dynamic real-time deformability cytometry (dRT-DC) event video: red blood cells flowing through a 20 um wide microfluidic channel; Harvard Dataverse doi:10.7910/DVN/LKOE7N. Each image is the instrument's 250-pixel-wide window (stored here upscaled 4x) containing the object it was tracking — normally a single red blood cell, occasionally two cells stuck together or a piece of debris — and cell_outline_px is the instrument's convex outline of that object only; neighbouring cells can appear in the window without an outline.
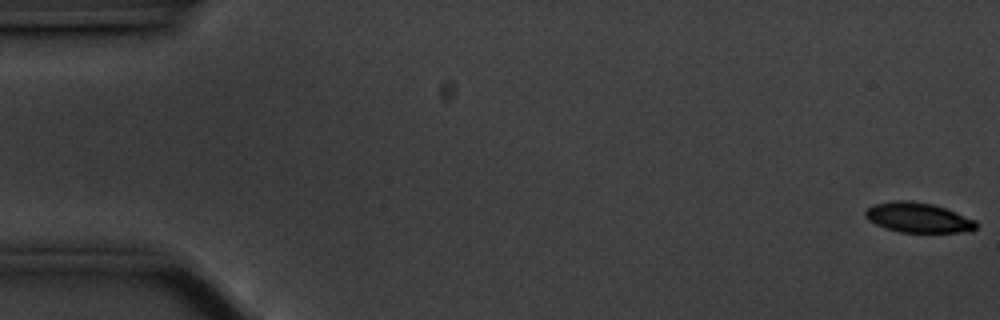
{"species": "common noctule bat (a hibernating species)", "species_latin": "Nyctalus noctula", "temperature_condition": "cold", "stored_images_in_passage": 57, "camera_frame_rate_fps": 3000, "um_per_image_px": 0.085, "animal": {"sex": "male", "body_mass_g": 20.1, "forearm_length_mm": 53.5}, "frame": {"image": 1, "passage_image": 1, "time_ms": 0.0, "image_size_px": [1000, 320], "cell_outline_px": [[976, 228], [972, 232], [900, 232], [884, 228], [868, 220], [864, 216], [864, 212], [868, 208], [876, 204], [892, 200], [912, 200], [932, 204], [956, 212], [976, 220]], "centroid_in_image_um": [78.04, 18.5], "position_along_channel_um": 7.0, "area_um2": 19.42}}
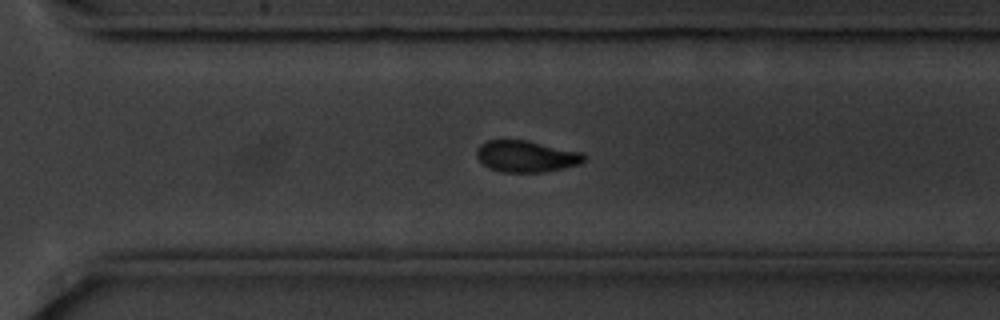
{"frame": {"image": 2, "passage_image": 40, "time_ms": 13.0, "image_size_px": [1000, 320], "cell_outline_px": [[584, 160], [580, 164], [544, 172], [500, 172], [488, 168], [476, 156], [476, 152], [480, 144], [488, 140], [528, 140], [580, 152], [584, 156]], "centroid_in_image_um": [44.69, 13.29], "position_along_channel_um": 325.9, "area_um2": 19.59}}
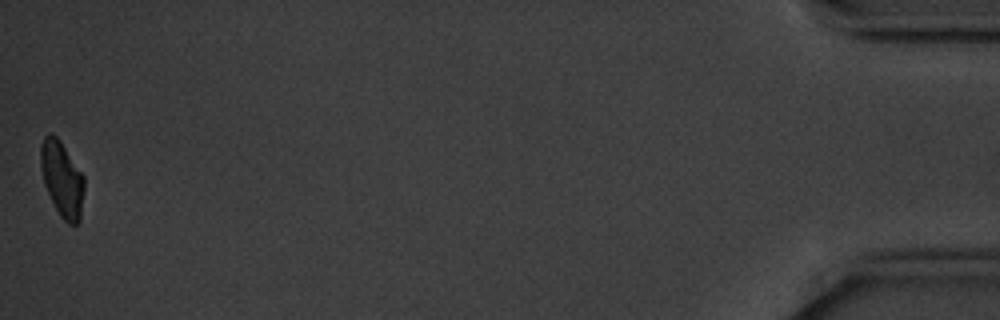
{"frame": {"image": 3, "passage_image": 57, "time_ms": 18.667, "image_size_px": [1000, 320], "cell_outline_px": [[84, 188], [80, 220], [76, 224], [68, 224], [60, 216], [44, 184], [40, 168], [40, 144], [44, 136], [48, 132], [52, 132], [60, 140], [84, 176]], "centroid_in_image_um": [5.26, 15.17], "position_along_channel_um": 429.9, "area_um2": 19.19}}